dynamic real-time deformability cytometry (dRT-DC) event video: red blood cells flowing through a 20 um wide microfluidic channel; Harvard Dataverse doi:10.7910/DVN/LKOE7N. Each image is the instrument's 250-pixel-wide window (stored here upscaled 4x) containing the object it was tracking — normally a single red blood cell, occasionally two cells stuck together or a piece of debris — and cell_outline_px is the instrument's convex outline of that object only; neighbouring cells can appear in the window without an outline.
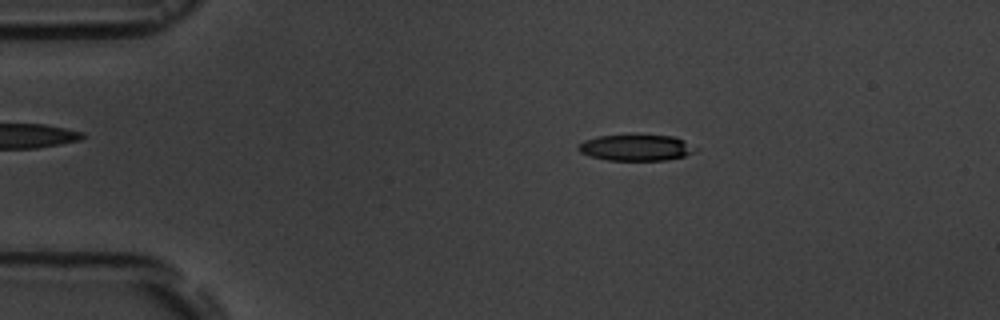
{"species": "common noctule bat (a hibernating species)", "species_latin": "Nyctalus noctula", "temperature_condition": "room temperature", "stored_images_in_passage": 14, "camera_frame_rate_fps": 3000, "um_per_image_px": 0.085, "animal": {"sex": "male", "body_mass_g": 19.5, "forearm_length_mm": 54.6}, "frame": {"image": 1, "passage_image": 2, "time_ms": 1.0, "image_size_px": [1000, 320], "cell_outline_px": [[700, 148], [696, 152], [684, 156], [668, 160], [608, 160], [592, 156], [580, 152], [576, 148], [584, 140], [596, 136], [636, 132], [676, 136]], "centroid_in_image_um": [54.13, 12.49], "position_along_channel_um": 30.9, "area_um2": 18.9}}
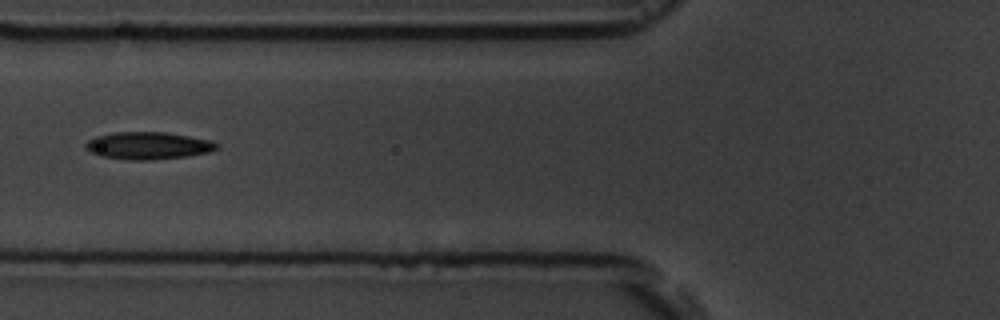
{"frame": {"image": 2, "passage_image": 5, "time_ms": 4.667, "image_size_px": [1000, 320], "cell_outline_px": [[220, 144], [216, 148], [208, 152], [188, 156], [148, 160], [132, 160], [100, 156], [84, 148], [84, 144], [88, 140], [96, 136], [116, 132], [164, 132], [212, 140]], "centroid_in_image_um": [12.58, 12.37], "position_along_channel_um": 113.2, "area_um2": 20.81}}
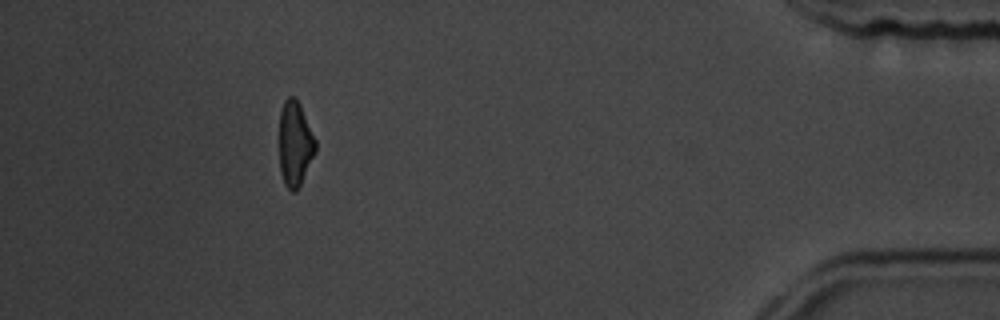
{"frame": {"image": 3, "passage_image": 13, "time_ms": 14.333, "image_size_px": [1000, 320], "cell_outline_px": [[316, 152], [296, 192], [292, 192], [284, 184], [280, 172], [280, 112], [284, 100], [288, 96], [296, 96], [300, 104], [316, 140]], "centroid_in_image_um": [25.08, 12.2], "position_along_channel_um": 410.1, "area_um2": 17.98}, "authors_computed_cell_mechanics": {"area_um2": 19.5653, "velocity_mm_per_s": 3.6647, "shape_relaxation_time_tau1_ms": 3.0246, "shape_relaxation_time_tau2_ms": 2.9574, "deformation_change_tau1": 0.1062, "deformation_change_tau2": 0.1055}}